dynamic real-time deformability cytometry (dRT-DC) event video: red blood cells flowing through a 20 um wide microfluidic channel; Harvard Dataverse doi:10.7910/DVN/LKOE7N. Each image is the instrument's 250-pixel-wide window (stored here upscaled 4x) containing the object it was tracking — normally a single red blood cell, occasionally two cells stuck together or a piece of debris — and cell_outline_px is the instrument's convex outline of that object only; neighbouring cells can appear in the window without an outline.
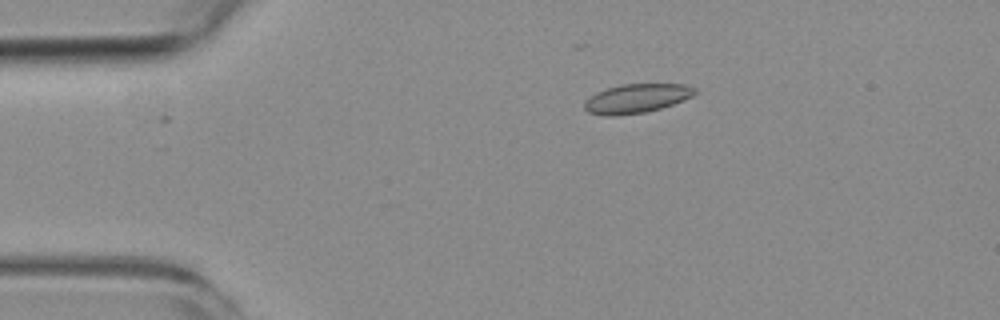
{"species": "common noctule bat (a hibernating species)", "species_latin": "Nyctalus noctula", "temperature_condition": "room temperature", "stored_images_in_passage": 7, "camera_frame_rate_fps": 3000, "um_per_image_px": 0.085, "animal": {"sex": "female", "body_mass_g": 19.3, "forearm_length_mm": 54.1}, "frame": {"image": 1, "passage_image": 2, "time_ms": 1.333, "image_size_px": [1000, 320], "cell_outline_px": [[696, 92], [692, 96], [672, 104], [660, 108], [644, 112], [616, 116], [604, 116], [588, 112], [584, 108], [584, 100], [596, 92], [620, 84], [684, 84], [696, 88]], "centroid_in_image_um": [54.06, 8.37], "position_along_channel_um": 30.9, "area_um2": 18.67}}
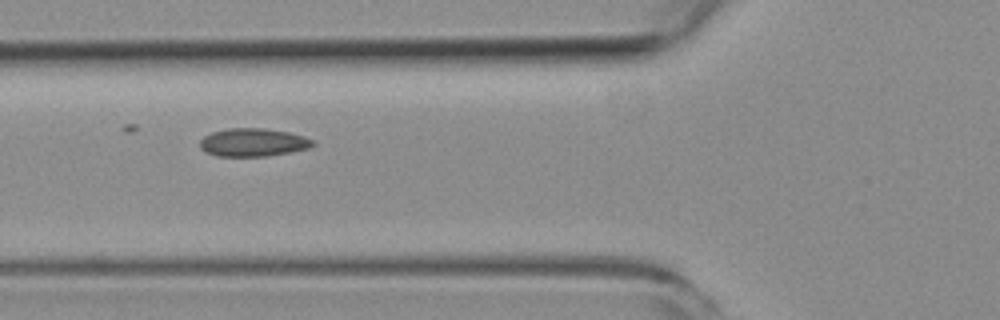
{"frame": {"image": 2, "passage_image": 5, "time_ms": 4.667, "image_size_px": [1000, 320], "cell_outline_px": [[316, 144], [308, 148], [268, 156], [216, 156], [200, 148], [200, 140], [204, 136], [212, 132], [228, 128], [264, 128], [288, 132], [304, 136], [312, 140]], "centroid_in_image_um": [21.5, 12.1], "position_along_channel_um": 104.3, "area_um2": 18.38}}
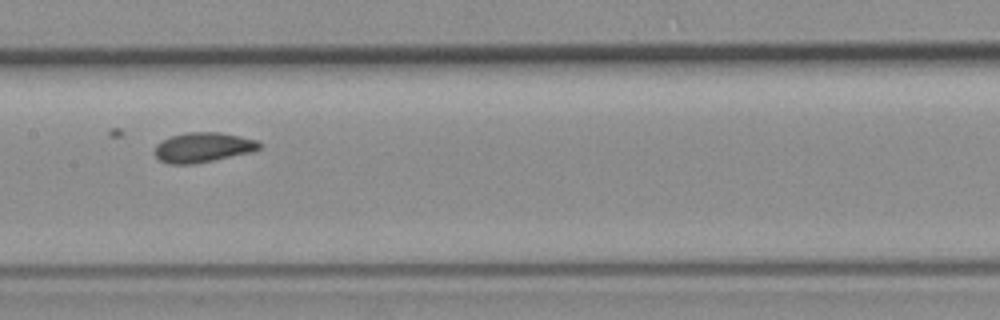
{"frame": {"image": 3, "passage_image": 7, "time_ms": 7.0, "image_size_px": [1000, 320], "cell_outline_px": [[260, 148], [252, 152], [192, 164], [168, 164], [160, 160], [156, 156], [156, 144], [172, 136], [184, 132], [220, 132], [260, 140]], "centroid_in_image_um": [17.28, 12.52], "position_along_channel_um": 190.1, "area_um2": 18.09}}